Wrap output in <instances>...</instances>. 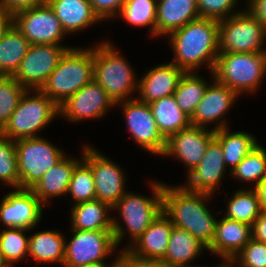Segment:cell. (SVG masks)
<instances>
[{
    "label": "cell",
    "mask_w": 266,
    "mask_h": 267,
    "mask_svg": "<svg viewBox=\"0 0 266 267\" xmlns=\"http://www.w3.org/2000/svg\"><path fill=\"white\" fill-rule=\"evenodd\" d=\"M68 194L71 195L74 202L72 205L96 199L92 169L83 159L73 170Z\"/></svg>",
    "instance_id": "cell-37"
},
{
    "label": "cell",
    "mask_w": 266,
    "mask_h": 267,
    "mask_svg": "<svg viewBox=\"0 0 266 267\" xmlns=\"http://www.w3.org/2000/svg\"><path fill=\"white\" fill-rule=\"evenodd\" d=\"M184 73L183 69L171 61L154 66L139 79L137 99L149 104L174 95Z\"/></svg>",
    "instance_id": "cell-20"
},
{
    "label": "cell",
    "mask_w": 266,
    "mask_h": 267,
    "mask_svg": "<svg viewBox=\"0 0 266 267\" xmlns=\"http://www.w3.org/2000/svg\"><path fill=\"white\" fill-rule=\"evenodd\" d=\"M219 259L222 261L221 264L219 263V265H215L214 267H240L235 257L222 256Z\"/></svg>",
    "instance_id": "cell-49"
},
{
    "label": "cell",
    "mask_w": 266,
    "mask_h": 267,
    "mask_svg": "<svg viewBox=\"0 0 266 267\" xmlns=\"http://www.w3.org/2000/svg\"><path fill=\"white\" fill-rule=\"evenodd\" d=\"M13 24L30 44L62 45L67 35L47 2L18 11Z\"/></svg>",
    "instance_id": "cell-11"
},
{
    "label": "cell",
    "mask_w": 266,
    "mask_h": 267,
    "mask_svg": "<svg viewBox=\"0 0 266 267\" xmlns=\"http://www.w3.org/2000/svg\"><path fill=\"white\" fill-rule=\"evenodd\" d=\"M148 185L151 187V197L136 194L134 191H126L120 200L112 206V210H117L122 217L121 220L125 223V227H123L122 223L117 221V218L112 217V232L117 247L125 238L126 230L130 236V246L162 213L163 183L159 180H152Z\"/></svg>",
    "instance_id": "cell-3"
},
{
    "label": "cell",
    "mask_w": 266,
    "mask_h": 267,
    "mask_svg": "<svg viewBox=\"0 0 266 267\" xmlns=\"http://www.w3.org/2000/svg\"><path fill=\"white\" fill-rule=\"evenodd\" d=\"M109 211L112 207L98 199L72 205L69 216L71 230H112Z\"/></svg>",
    "instance_id": "cell-26"
},
{
    "label": "cell",
    "mask_w": 266,
    "mask_h": 267,
    "mask_svg": "<svg viewBox=\"0 0 266 267\" xmlns=\"http://www.w3.org/2000/svg\"><path fill=\"white\" fill-rule=\"evenodd\" d=\"M29 46V41L13 24L0 42V76L16 73Z\"/></svg>",
    "instance_id": "cell-31"
},
{
    "label": "cell",
    "mask_w": 266,
    "mask_h": 267,
    "mask_svg": "<svg viewBox=\"0 0 266 267\" xmlns=\"http://www.w3.org/2000/svg\"><path fill=\"white\" fill-rule=\"evenodd\" d=\"M115 103L94 79L59 106V116L67 121L79 122L104 117Z\"/></svg>",
    "instance_id": "cell-16"
},
{
    "label": "cell",
    "mask_w": 266,
    "mask_h": 267,
    "mask_svg": "<svg viewBox=\"0 0 266 267\" xmlns=\"http://www.w3.org/2000/svg\"><path fill=\"white\" fill-rule=\"evenodd\" d=\"M198 18L197 0H157L155 37L168 36Z\"/></svg>",
    "instance_id": "cell-23"
},
{
    "label": "cell",
    "mask_w": 266,
    "mask_h": 267,
    "mask_svg": "<svg viewBox=\"0 0 266 267\" xmlns=\"http://www.w3.org/2000/svg\"><path fill=\"white\" fill-rule=\"evenodd\" d=\"M165 267H202V266H194V265H174V266H165Z\"/></svg>",
    "instance_id": "cell-51"
},
{
    "label": "cell",
    "mask_w": 266,
    "mask_h": 267,
    "mask_svg": "<svg viewBox=\"0 0 266 267\" xmlns=\"http://www.w3.org/2000/svg\"><path fill=\"white\" fill-rule=\"evenodd\" d=\"M207 248L188 231L173 227L164 259L165 266L188 265Z\"/></svg>",
    "instance_id": "cell-28"
},
{
    "label": "cell",
    "mask_w": 266,
    "mask_h": 267,
    "mask_svg": "<svg viewBox=\"0 0 266 267\" xmlns=\"http://www.w3.org/2000/svg\"><path fill=\"white\" fill-rule=\"evenodd\" d=\"M230 127L215 131V138L220 142L225 166L230 167V173L253 150L259 142L254 135L245 131L231 132Z\"/></svg>",
    "instance_id": "cell-30"
},
{
    "label": "cell",
    "mask_w": 266,
    "mask_h": 267,
    "mask_svg": "<svg viewBox=\"0 0 266 267\" xmlns=\"http://www.w3.org/2000/svg\"><path fill=\"white\" fill-rule=\"evenodd\" d=\"M82 148L83 160L92 169L96 199L114 206L127 191L124 170L91 145Z\"/></svg>",
    "instance_id": "cell-13"
},
{
    "label": "cell",
    "mask_w": 266,
    "mask_h": 267,
    "mask_svg": "<svg viewBox=\"0 0 266 267\" xmlns=\"http://www.w3.org/2000/svg\"><path fill=\"white\" fill-rule=\"evenodd\" d=\"M219 21L198 18L167 37L174 58L171 62L185 72H196L202 65L213 72L219 55Z\"/></svg>",
    "instance_id": "cell-2"
},
{
    "label": "cell",
    "mask_w": 266,
    "mask_h": 267,
    "mask_svg": "<svg viewBox=\"0 0 266 267\" xmlns=\"http://www.w3.org/2000/svg\"><path fill=\"white\" fill-rule=\"evenodd\" d=\"M116 256L117 267H165L161 261L138 258L126 249Z\"/></svg>",
    "instance_id": "cell-43"
},
{
    "label": "cell",
    "mask_w": 266,
    "mask_h": 267,
    "mask_svg": "<svg viewBox=\"0 0 266 267\" xmlns=\"http://www.w3.org/2000/svg\"><path fill=\"white\" fill-rule=\"evenodd\" d=\"M0 267H10L9 264L5 261L1 251H0Z\"/></svg>",
    "instance_id": "cell-50"
},
{
    "label": "cell",
    "mask_w": 266,
    "mask_h": 267,
    "mask_svg": "<svg viewBox=\"0 0 266 267\" xmlns=\"http://www.w3.org/2000/svg\"><path fill=\"white\" fill-rule=\"evenodd\" d=\"M32 229L27 228H0V251L10 267L28 256L29 236L26 233Z\"/></svg>",
    "instance_id": "cell-36"
},
{
    "label": "cell",
    "mask_w": 266,
    "mask_h": 267,
    "mask_svg": "<svg viewBox=\"0 0 266 267\" xmlns=\"http://www.w3.org/2000/svg\"><path fill=\"white\" fill-rule=\"evenodd\" d=\"M0 202V222L5 228L34 229L42 220L44 205L31 189L14 188Z\"/></svg>",
    "instance_id": "cell-17"
},
{
    "label": "cell",
    "mask_w": 266,
    "mask_h": 267,
    "mask_svg": "<svg viewBox=\"0 0 266 267\" xmlns=\"http://www.w3.org/2000/svg\"><path fill=\"white\" fill-rule=\"evenodd\" d=\"M126 0H89L94 12L104 20L118 17Z\"/></svg>",
    "instance_id": "cell-42"
},
{
    "label": "cell",
    "mask_w": 266,
    "mask_h": 267,
    "mask_svg": "<svg viewBox=\"0 0 266 267\" xmlns=\"http://www.w3.org/2000/svg\"><path fill=\"white\" fill-rule=\"evenodd\" d=\"M238 0H197L200 18L221 21L240 11L236 9Z\"/></svg>",
    "instance_id": "cell-40"
},
{
    "label": "cell",
    "mask_w": 266,
    "mask_h": 267,
    "mask_svg": "<svg viewBox=\"0 0 266 267\" xmlns=\"http://www.w3.org/2000/svg\"><path fill=\"white\" fill-rule=\"evenodd\" d=\"M173 227L169 218L162 212L137 240L124 249L138 258L162 261Z\"/></svg>",
    "instance_id": "cell-21"
},
{
    "label": "cell",
    "mask_w": 266,
    "mask_h": 267,
    "mask_svg": "<svg viewBox=\"0 0 266 267\" xmlns=\"http://www.w3.org/2000/svg\"><path fill=\"white\" fill-rule=\"evenodd\" d=\"M67 45L30 44L19 69L12 76L27 90H39L56 68Z\"/></svg>",
    "instance_id": "cell-14"
},
{
    "label": "cell",
    "mask_w": 266,
    "mask_h": 267,
    "mask_svg": "<svg viewBox=\"0 0 266 267\" xmlns=\"http://www.w3.org/2000/svg\"><path fill=\"white\" fill-rule=\"evenodd\" d=\"M214 137L213 129L190 125L172 134L166 140V148L162 156L178 158L187 168L188 175L198 166L209 142Z\"/></svg>",
    "instance_id": "cell-18"
},
{
    "label": "cell",
    "mask_w": 266,
    "mask_h": 267,
    "mask_svg": "<svg viewBox=\"0 0 266 267\" xmlns=\"http://www.w3.org/2000/svg\"><path fill=\"white\" fill-rule=\"evenodd\" d=\"M219 53L266 51V27L246 9L219 21ZM265 47V48H264Z\"/></svg>",
    "instance_id": "cell-10"
},
{
    "label": "cell",
    "mask_w": 266,
    "mask_h": 267,
    "mask_svg": "<svg viewBox=\"0 0 266 267\" xmlns=\"http://www.w3.org/2000/svg\"><path fill=\"white\" fill-rule=\"evenodd\" d=\"M254 189L260 199L262 208L266 209V177Z\"/></svg>",
    "instance_id": "cell-48"
},
{
    "label": "cell",
    "mask_w": 266,
    "mask_h": 267,
    "mask_svg": "<svg viewBox=\"0 0 266 267\" xmlns=\"http://www.w3.org/2000/svg\"><path fill=\"white\" fill-rule=\"evenodd\" d=\"M14 142L21 189H31L66 156L64 150L40 136Z\"/></svg>",
    "instance_id": "cell-8"
},
{
    "label": "cell",
    "mask_w": 266,
    "mask_h": 267,
    "mask_svg": "<svg viewBox=\"0 0 266 267\" xmlns=\"http://www.w3.org/2000/svg\"><path fill=\"white\" fill-rule=\"evenodd\" d=\"M223 201L227 202L226 212H224L223 217L244 222L251 226L263 210L254 188L237 189L230 199H224Z\"/></svg>",
    "instance_id": "cell-32"
},
{
    "label": "cell",
    "mask_w": 266,
    "mask_h": 267,
    "mask_svg": "<svg viewBox=\"0 0 266 267\" xmlns=\"http://www.w3.org/2000/svg\"><path fill=\"white\" fill-rule=\"evenodd\" d=\"M226 171L222 146L214 137L209 142L198 166L187 175V183L182 185L188 190L214 196L216 189L222 184Z\"/></svg>",
    "instance_id": "cell-19"
},
{
    "label": "cell",
    "mask_w": 266,
    "mask_h": 267,
    "mask_svg": "<svg viewBox=\"0 0 266 267\" xmlns=\"http://www.w3.org/2000/svg\"><path fill=\"white\" fill-rule=\"evenodd\" d=\"M251 238V225L222 216L216 221L214 238L207 251L219 257H234Z\"/></svg>",
    "instance_id": "cell-22"
},
{
    "label": "cell",
    "mask_w": 266,
    "mask_h": 267,
    "mask_svg": "<svg viewBox=\"0 0 266 267\" xmlns=\"http://www.w3.org/2000/svg\"><path fill=\"white\" fill-rule=\"evenodd\" d=\"M26 90L12 76H0V130L10 119Z\"/></svg>",
    "instance_id": "cell-38"
},
{
    "label": "cell",
    "mask_w": 266,
    "mask_h": 267,
    "mask_svg": "<svg viewBox=\"0 0 266 267\" xmlns=\"http://www.w3.org/2000/svg\"><path fill=\"white\" fill-rule=\"evenodd\" d=\"M117 105L123 111L127 130L133 141L144 151L162 156L166 148V139L158 130L149 104L135 97L132 100L118 102L115 106Z\"/></svg>",
    "instance_id": "cell-12"
},
{
    "label": "cell",
    "mask_w": 266,
    "mask_h": 267,
    "mask_svg": "<svg viewBox=\"0 0 266 267\" xmlns=\"http://www.w3.org/2000/svg\"><path fill=\"white\" fill-rule=\"evenodd\" d=\"M46 2L55 12L67 35L80 32L102 21L94 12L89 0H46Z\"/></svg>",
    "instance_id": "cell-24"
},
{
    "label": "cell",
    "mask_w": 266,
    "mask_h": 267,
    "mask_svg": "<svg viewBox=\"0 0 266 267\" xmlns=\"http://www.w3.org/2000/svg\"><path fill=\"white\" fill-rule=\"evenodd\" d=\"M44 2L46 0H0V11L14 15L18 11L41 5Z\"/></svg>",
    "instance_id": "cell-44"
},
{
    "label": "cell",
    "mask_w": 266,
    "mask_h": 267,
    "mask_svg": "<svg viewBox=\"0 0 266 267\" xmlns=\"http://www.w3.org/2000/svg\"><path fill=\"white\" fill-rule=\"evenodd\" d=\"M229 174L245 183L254 182L255 188L266 177V148L259 143Z\"/></svg>",
    "instance_id": "cell-34"
},
{
    "label": "cell",
    "mask_w": 266,
    "mask_h": 267,
    "mask_svg": "<svg viewBox=\"0 0 266 267\" xmlns=\"http://www.w3.org/2000/svg\"><path fill=\"white\" fill-rule=\"evenodd\" d=\"M211 197L212 194L191 191L180 184L163 183L162 212L175 227L188 231L207 249L212 244L217 221L207 206Z\"/></svg>",
    "instance_id": "cell-1"
},
{
    "label": "cell",
    "mask_w": 266,
    "mask_h": 267,
    "mask_svg": "<svg viewBox=\"0 0 266 267\" xmlns=\"http://www.w3.org/2000/svg\"><path fill=\"white\" fill-rule=\"evenodd\" d=\"M62 232L42 230L29 236L28 255L36 263H58L61 266L65 257V240Z\"/></svg>",
    "instance_id": "cell-27"
},
{
    "label": "cell",
    "mask_w": 266,
    "mask_h": 267,
    "mask_svg": "<svg viewBox=\"0 0 266 267\" xmlns=\"http://www.w3.org/2000/svg\"><path fill=\"white\" fill-rule=\"evenodd\" d=\"M65 156L57 165L53 166L31 190L43 205L51 204L50 199L66 196L75 166L83 159Z\"/></svg>",
    "instance_id": "cell-25"
},
{
    "label": "cell",
    "mask_w": 266,
    "mask_h": 267,
    "mask_svg": "<svg viewBox=\"0 0 266 267\" xmlns=\"http://www.w3.org/2000/svg\"><path fill=\"white\" fill-rule=\"evenodd\" d=\"M83 267H117V265H93V266H83Z\"/></svg>",
    "instance_id": "cell-52"
},
{
    "label": "cell",
    "mask_w": 266,
    "mask_h": 267,
    "mask_svg": "<svg viewBox=\"0 0 266 267\" xmlns=\"http://www.w3.org/2000/svg\"><path fill=\"white\" fill-rule=\"evenodd\" d=\"M208 84L209 82L196 72H185L181 77L178 87L174 92V97L178 107L188 117L191 118L193 116Z\"/></svg>",
    "instance_id": "cell-33"
},
{
    "label": "cell",
    "mask_w": 266,
    "mask_h": 267,
    "mask_svg": "<svg viewBox=\"0 0 266 267\" xmlns=\"http://www.w3.org/2000/svg\"><path fill=\"white\" fill-rule=\"evenodd\" d=\"M213 81L208 84L203 98L197 105V108L190 118L191 125L208 128V124L216 123L214 131L229 126L224 116L233 107L237 99L240 97L235 91L228 86L218 82L214 78V73L209 72ZM223 119V120H222Z\"/></svg>",
    "instance_id": "cell-15"
},
{
    "label": "cell",
    "mask_w": 266,
    "mask_h": 267,
    "mask_svg": "<svg viewBox=\"0 0 266 267\" xmlns=\"http://www.w3.org/2000/svg\"><path fill=\"white\" fill-rule=\"evenodd\" d=\"M56 117H59V106L54 101L40 90H26L0 132L13 141L38 137L37 132Z\"/></svg>",
    "instance_id": "cell-7"
},
{
    "label": "cell",
    "mask_w": 266,
    "mask_h": 267,
    "mask_svg": "<svg viewBox=\"0 0 266 267\" xmlns=\"http://www.w3.org/2000/svg\"><path fill=\"white\" fill-rule=\"evenodd\" d=\"M246 10L266 27V0H247Z\"/></svg>",
    "instance_id": "cell-45"
},
{
    "label": "cell",
    "mask_w": 266,
    "mask_h": 267,
    "mask_svg": "<svg viewBox=\"0 0 266 267\" xmlns=\"http://www.w3.org/2000/svg\"><path fill=\"white\" fill-rule=\"evenodd\" d=\"M93 72V47H73L62 55L39 90L60 106L93 80Z\"/></svg>",
    "instance_id": "cell-5"
},
{
    "label": "cell",
    "mask_w": 266,
    "mask_h": 267,
    "mask_svg": "<svg viewBox=\"0 0 266 267\" xmlns=\"http://www.w3.org/2000/svg\"><path fill=\"white\" fill-rule=\"evenodd\" d=\"M71 240H65L64 267L117 265L105 260L117 251L112 230H71ZM68 241V242H67Z\"/></svg>",
    "instance_id": "cell-9"
},
{
    "label": "cell",
    "mask_w": 266,
    "mask_h": 267,
    "mask_svg": "<svg viewBox=\"0 0 266 267\" xmlns=\"http://www.w3.org/2000/svg\"><path fill=\"white\" fill-rule=\"evenodd\" d=\"M149 106L158 130L166 140L191 125L190 117L178 107L174 95L155 100Z\"/></svg>",
    "instance_id": "cell-29"
},
{
    "label": "cell",
    "mask_w": 266,
    "mask_h": 267,
    "mask_svg": "<svg viewBox=\"0 0 266 267\" xmlns=\"http://www.w3.org/2000/svg\"><path fill=\"white\" fill-rule=\"evenodd\" d=\"M156 13L157 0H126L118 17L133 26H147L155 37Z\"/></svg>",
    "instance_id": "cell-35"
},
{
    "label": "cell",
    "mask_w": 266,
    "mask_h": 267,
    "mask_svg": "<svg viewBox=\"0 0 266 267\" xmlns=\"http://www.w3.org/2000/svg\"><path fill=\"white\" fill-rule=\"evenodd\" d=\"M0 181L11 188H19L16 145L0 132Z\"/></svg>",
    "instance_id": "cell-39"
},
{
    "label": "cell",
    "mask_w": 266,
    "mask_h": 267,
    "mask_svg": "<svg viewBox=\"0 0 266 267\" xmlns=\"http://www.w3.org/2000/svg\"><path fill=\"white\" fill-rule=\"evenodd\" d=\"M214 78L239 96L254 94L266 76V51L257 53H219Z\"/></svg>",
    "instance_id": "cell-6"
},
{
    "label": "cell",
    "mask_w": 266,
    "mask_h": 267,
    "mask_svg": "<svg viewBox=\"0 0 266 267\" xmlns=\"http://www.w3.org/2000/svg\"><path fill=\"white\" fill-rule=\"evenodd\" d=\"M94 72L93 79L101 85L107 95L116 104L121 101L135 99L138 93L139 79L125 59L118 52L113 42L106 40L93 47Z\"/></svg>",
    "instance_id": "cell-4"
},
{
    "label": "cell",
    "mask_w": 266,
    "mask_h": 267,
    "mask_svg": "<svg viewBox=\"0 0 266 267\" xmlns=\"http://www.w3.org/2000/svg\"><path fill=\"white\" fill-rule=\"evenodd\" d=\"M12 25L13 15L5 11H0V42Z\"/></svg>",
    "instance_id": "cell-47"
},
{
    "label": "cell",
    "mask_w": 266,
    "mask_h": 267,
    "mask_svg": "<svg viewBox=\"0 0 266 267\" xmlns=\"http://www.w3.org/2000/svg\"><path fill=\"white\" fill-rule=\"evenodd\" d=\"M234 257L240 267H266V243L251 238Z\"/></svg>",
    "instance_id": "cell-41"
},
{
    "label": "cell",
    "mask_w": 266,
    "mask_h": 267,
    "mask_svg": "<svg viewBox=\"0 0 266 267\" xmlns=\"http://www.w3.org/2000/svg\"><path fill=\"white\" fill-rule=\"evenodd\" d=\"M252 238L266 243V209H263L252 225Z\"/></svg>",
    "instance_id": "cell-46"
}]
</instances>
